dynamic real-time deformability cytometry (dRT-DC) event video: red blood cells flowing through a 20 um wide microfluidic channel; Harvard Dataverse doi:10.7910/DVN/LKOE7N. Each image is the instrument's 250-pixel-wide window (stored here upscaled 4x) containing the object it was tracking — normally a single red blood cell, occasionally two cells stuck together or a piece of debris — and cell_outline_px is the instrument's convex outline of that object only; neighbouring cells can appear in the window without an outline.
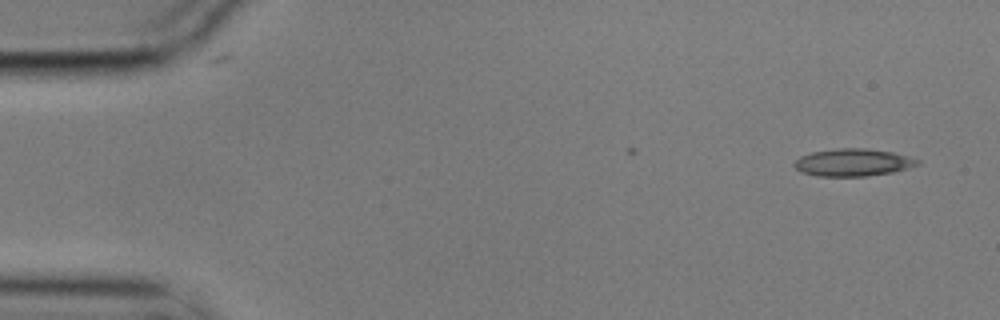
{"species": "common noctule bat (a hibernating species)", "species_latin": "Nyctalus noctula", "temperature_condition": "cold", "stored_images_in_passage": 3, "camera_frame_rate_fps": 3000, "um_per_image_px": 0.085, "animal": {"sex": "male", "body_mass_g": 17.9}, "frame": {"image": 1, "passage_image": 1, "time_ms": 0.0, "image_size_px": [1000, 320], "cell_outline_px": [[920, 164], [908, 168], [892, 172], [864, 176], [816, 176], [800, 172], [792, 164], [800, 156], [812, 152], [836, 148], [864, 148], [892, 152], [908, 156], [920, 160]], "centroid_in_image_um": [72.48, 13.8], "position_along_channel_um": 12.5, "area_um2": 19.71}}